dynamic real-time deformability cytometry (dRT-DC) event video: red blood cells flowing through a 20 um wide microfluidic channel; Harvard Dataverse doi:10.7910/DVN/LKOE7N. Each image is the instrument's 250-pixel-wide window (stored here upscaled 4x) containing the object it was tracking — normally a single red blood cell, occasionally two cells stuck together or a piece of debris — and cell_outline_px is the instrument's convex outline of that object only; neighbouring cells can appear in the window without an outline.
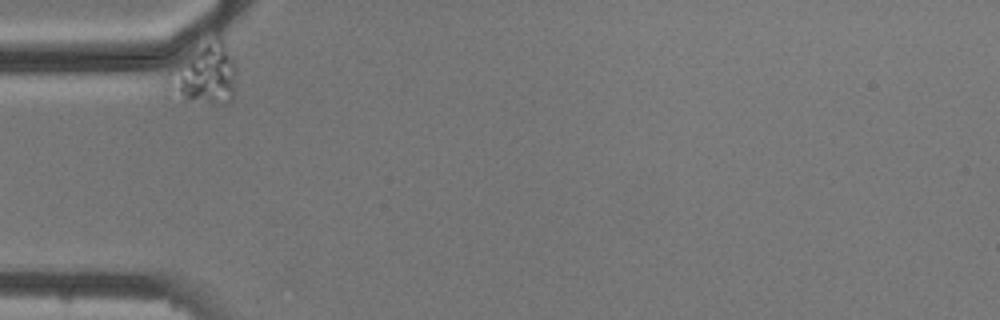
{"species": "common noctule bat (a hibernating species)", "species_latin": "Nyctalus noctula", "temperature_condition": "cold", "stored_images_in_passage": 2, "camera_frame_rate_fps": 3000, "um_per_image_px": 0.085, "animal": {"sex": "male", "body_mass_g": 20.5, "forearm_length_mm": 52.5}, "frame": {"image": 1, "passage_image": 1, "time_ms": 0.0, "image_size_px": [1000, 320], "cell_outline_px": [[236, 72], [232, 100], [224, 104], [164, 92], [168, 80], [176, 64], [180, 60], [216, 32], [220, 32], [232, 56], [236, 68]], "centroid_in_image_um": [17.46, 6.18], "position_along_channel_um": 67.5, "area_um2": 23.93}}